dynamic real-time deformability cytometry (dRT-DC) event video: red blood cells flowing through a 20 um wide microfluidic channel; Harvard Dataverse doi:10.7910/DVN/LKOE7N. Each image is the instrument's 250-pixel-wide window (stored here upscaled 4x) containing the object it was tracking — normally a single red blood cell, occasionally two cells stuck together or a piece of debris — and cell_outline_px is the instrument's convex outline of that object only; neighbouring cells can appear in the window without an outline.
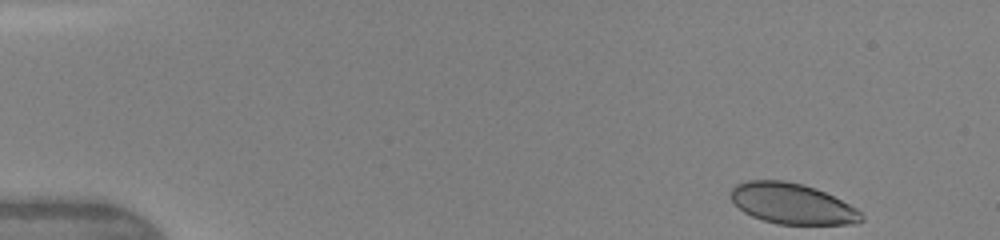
{"species": "human", "species_latin": "Homo sapiens", "temperature_condition": "warm", "stored_images_in_passage": 9, "camera_frame_rate_fps": 3000, "um_per_image_px": 0.085, "donor": {"sex": "female"}, "frame": {"image": 1, "passage_image": 1, "time_ms": 0.0, "image_size_px": [1000, 240], "cell_outline_px": [[864, 220], [856, 224], [776, 224], [752, 216], [744, 212], [732, 200], [728, 192], [736, 184], [748, 180], [784, 180], [804, 184], [816, 188], [856, 208], [864, 216]], "centroid_in_image_um": [67.32, 17.31], "position_along_channel_um": 17.7, "area_um2": 30.98}}
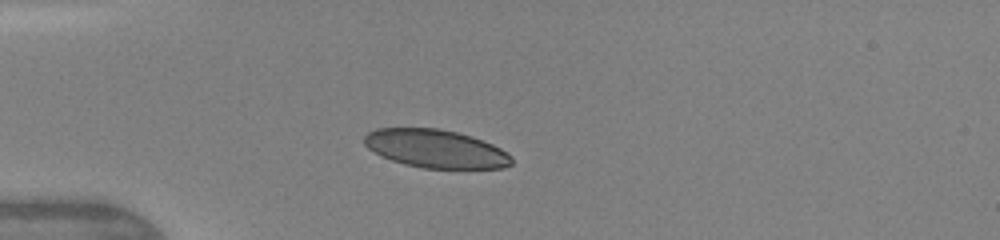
{"frame": {"image": 2, "passage_image": 4, "time_ms": 3.0, "image_size_px": [1000, 240], "cell_outline_px": [[512, 164], [504, 168], [424, 168], [404, 164], [392, 160], [368, 148], [364, 144], [364, 136], [368, 132], [376, 128], [440, 128], [472, 136], [492, 144], [508, 152], [512, 156]], "centroid_in_image_um": [37.06, 12.63], "position_along_channel_um": 47.9, "area_um2": 32.77}}